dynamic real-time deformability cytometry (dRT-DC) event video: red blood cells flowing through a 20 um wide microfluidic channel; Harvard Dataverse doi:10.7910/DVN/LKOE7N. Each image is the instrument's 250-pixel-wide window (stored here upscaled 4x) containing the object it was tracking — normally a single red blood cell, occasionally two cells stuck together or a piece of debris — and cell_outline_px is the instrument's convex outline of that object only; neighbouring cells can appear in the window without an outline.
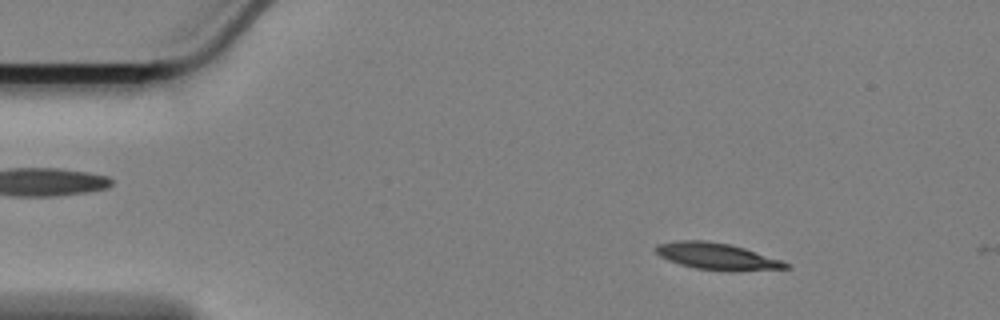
{"species": "Egyptian fruit bat (a non-hibernating species)", "species_latin": "Rousettus aegyptiacus", "temperature_condition": "cold", "stored_images_in_passage": 12, "camera_frame_rate_fps": 3000, "um_per_image_px": 0.085, "animal": {"sex": "female"}, "frame": {"image": 1, "passage_image": 7, "time_ms": 2.0, "image_size_px": [1000, 320], "cell_outline_px": [[792, 268], [736, 272], [696, 268], [680, 264], [668, 260], [660, 256], [652, 248], [656, 244], [676, 240], [704, 240], [728, 244], [744, 248], [780, 260], [788, 264]], "centroid_in_image_um": [60.91, 21.79], "position_along_channel_um": 24.1, "area_um2": 20.29}}